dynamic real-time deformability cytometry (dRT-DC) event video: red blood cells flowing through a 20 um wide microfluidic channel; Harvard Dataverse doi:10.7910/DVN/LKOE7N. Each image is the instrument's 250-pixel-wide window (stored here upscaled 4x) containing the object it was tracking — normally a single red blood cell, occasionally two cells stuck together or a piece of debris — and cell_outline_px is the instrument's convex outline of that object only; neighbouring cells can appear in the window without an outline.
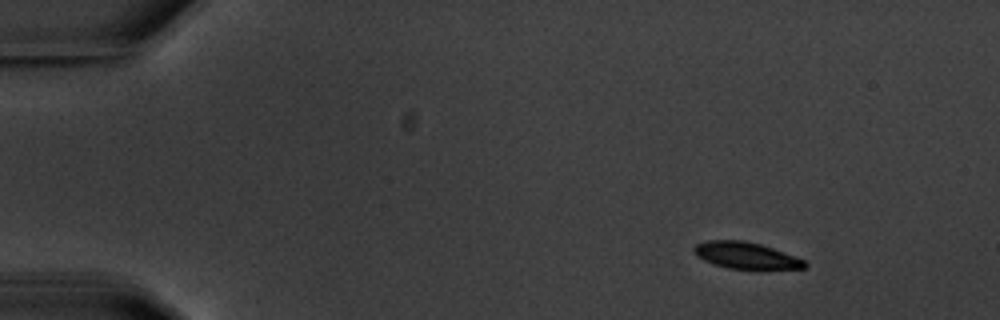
{"species": "common noctule bat (a hibernating species)", "species_latin": "Nyctalus noctula", "temperature_condition": "warm", "stored_images_in_passage": 4, "camera_frame_rate_fps": 3000, "um_per_image_px": 0.085, "animal": {"sex": "male", "body_mass_g": 20.1, "forearm_length_mm": 53.5}, "frame": {"image": 1, "passage_image": 1, "time_ms": 0.0, "image_size_px": [1000, 320], "cell_outline_px": [[808, 264], [804, 268], [728, 268], [704, 260], [696, 256], [692, 248], [696, 244], [704, 240], [744, 240], [760, 244], [772, 248], [804, 260]], "centroid_in_image_um": [63.33, 21.68], "position_along_channel_um": 21.7, "area_um2": 16.76}}
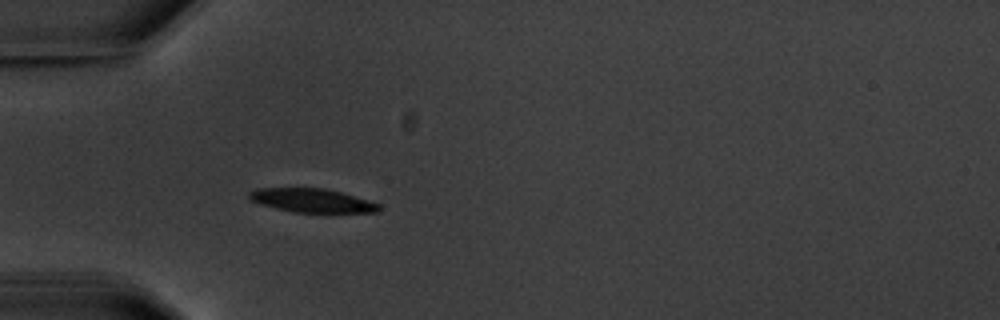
{"frame": {"image": 2, "passage_image": 4, "time_ms": 3.667, "image_size_px": [1000, 320], "cell_outline_px": [[380, 212], [292, 212], [260, 204], [252, 200], [248, 196], [248, 192], [256, 188], [324, 188], [340, 192], [368, 200], [380, 204]], "centroid_in_image_um": [26.5, 17.04], "position_along_channel_um": 58.5, "area_um2": 17.8}}